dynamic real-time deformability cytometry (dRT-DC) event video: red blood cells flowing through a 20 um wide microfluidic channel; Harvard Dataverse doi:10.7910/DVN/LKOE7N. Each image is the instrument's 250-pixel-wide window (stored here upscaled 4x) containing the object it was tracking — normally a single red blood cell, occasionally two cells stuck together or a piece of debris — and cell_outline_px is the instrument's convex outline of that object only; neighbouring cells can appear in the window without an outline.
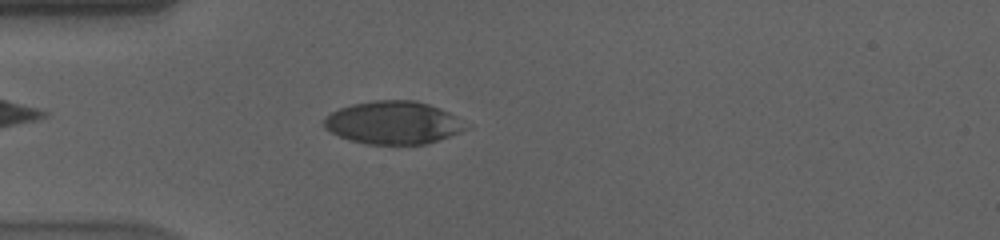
{"species": "human", "species_latin": "Homo sapiens", "temperature_condition": "cold", "stored_images_in_passage": 48, "camera_frame_rate_fps": 3000, "um_per_image_px": 0.085, "donor": {"sex": "male"}, "frame": {"image": 1, "passage_image": 7, "time_ms": 2.0, "image_size_px": [1000, 240], "cell_outline_px": [[472, 128], [440, 140], [428, 144], [368, 144], [348, 140], [324, 128], [324, 116], [340, 108], [352, 104], [372, 100], [416, 100], [440, 108], [456, 116]], "centroid_in_image_um": [33.46, 10.43], "position_along_channel_um": 51.5, "area_um2": 35.72}}
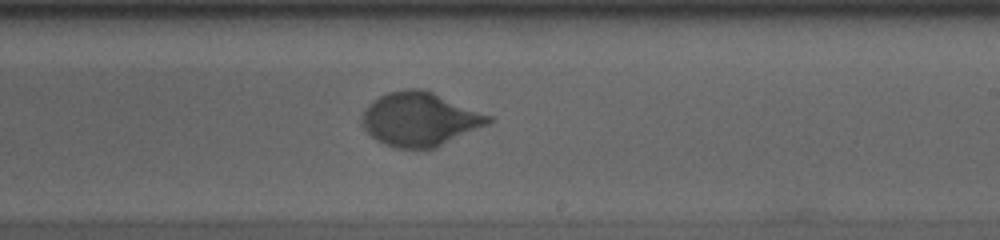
{"frame": {"image": 2, "passage_image": 25, "time_ms": 8.0, "image_size_px": [1000, 240], "cell_outline_px": [[496, 120], [488, 124], [436, 148], [396, 148], [384, 144], [376, 140], [364, 128], [364, 112], [368, 104], [372, 100], [388, 92], [408, 88], [420, 88], [432, 92], [492, 116]], "centroid_in_image_um": [35.71, 10.13], "position_along_channel_um": 253.3, "area_um2": 39.3}}
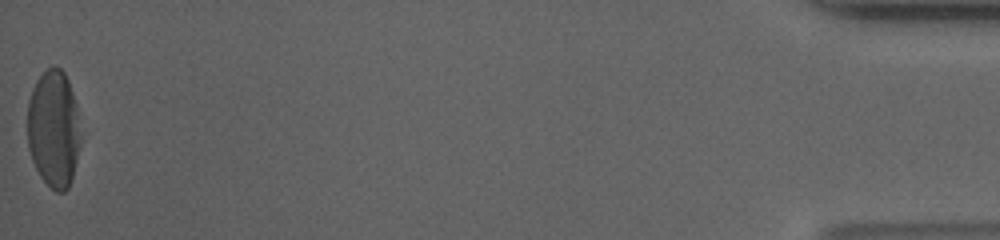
{"frame": {"image": 3, "passage_image": 48, "time_ms": 15.667, "image_size_px": [1000, 240], "cell_outline_px": [[80, 144], [72, 176], [68, 188], [64, 192], [56, 192], [40, 176], [32, 160], [28, 148], [28, 100], [32, 88], [36, 80], [52, 64], [56, 64], [64, 72], [68, 80], [76, 104], [80, 136]], "centroid_in_image_um": [4.55, 10.92], "position_along_channel_um": 430.7, "area_um2": 36.3}, "authors_computed_cell_mechanics": {"area_um2": 37.7434, "velocity_mm_per_s": 3.5568, "shape_relaxation_time_tau1_ms": 4.2501, "shape_relaxation_time_tau2_ms": null, "deformation_change_tau1": 0.1864, "deformation_change_tau2": null}}